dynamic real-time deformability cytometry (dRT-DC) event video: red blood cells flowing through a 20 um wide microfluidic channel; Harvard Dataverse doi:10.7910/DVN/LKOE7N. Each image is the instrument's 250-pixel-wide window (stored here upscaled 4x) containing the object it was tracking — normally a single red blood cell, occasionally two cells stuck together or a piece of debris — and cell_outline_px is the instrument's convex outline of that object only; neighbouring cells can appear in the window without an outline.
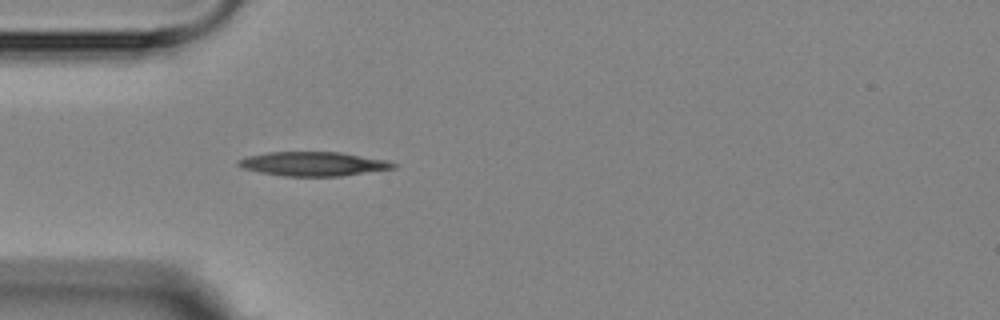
{"species": "Egyptian fruit bat (a non-hibernating species)", "species_latin": "Rousettus aegyptiacus", "temperature_condition": "room temperature", "stored_images_in_passage": 1, "camera_frame_rate_fps": 3000, "um_per_image_px": 0.085, "animal": {"sex": "female"}, "frame": {"image": 1, "passage_image": 1, "time_ms": 0.0, "image_size_px": [1000, 320], "cell_outline_px": [[396, 168], [340, 176], [284, 176], [260, 172], [244, 168], [236, 164], [236, 160], [248, 156], [268, 152], [340, 152], [384, 160], [396, 164]], "centroid_in_image_um": [26.59, 13.93], "position_along_channel_um": 58.4, "area_um2": 21.56}}